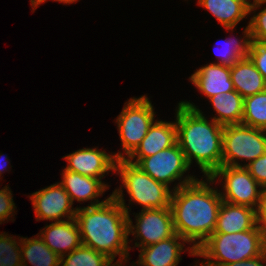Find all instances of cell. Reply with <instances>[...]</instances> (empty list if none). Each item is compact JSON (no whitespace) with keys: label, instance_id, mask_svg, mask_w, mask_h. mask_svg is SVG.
Returning <instances> with one entry per match:
<instances>
[{"label":"cell","instance_id":"6da1fadb","mask_svg":"<svg viewBox=\"0 0 266 266\" xmlns=\"http://www.w3.org/2000/svg\"><path fill=\"white\" fill-rule=\"evenodd\" d=\"M196 179L172 192L170 209L175 232L192 247L189 255L196 256L197 248L215 231L222 203L219 190L210 187L214 182ZM189 248V249H188Z\"/></svg>","mask_w":266,"mask_h":266},{"label":"cell","instance_id":"7a4b0ae2","mask_svg":"<svg viewBox=\"0 0 266 266\" xmlns=\"http://www.w3.org/2000/svg\"><path fill=\"white\" fill-rule=\"evenodd\" d=\"M190 101H180L176 107L177 143L188 165L193 160L210 177L222 166V137L224 126L213 119L208 120L203 112Z\"/></svg>","mask_w":266,"mask_h":266},{"label":"cell","instance_id":"3957f363","mask_svg":"<svg viewBox=\"0 0 266 266\" xmlns=\"http://www.w3.org/2000/svg\"><path fill=\"white\" fill-rule=\"evenodd\" d=\"M75 219L80 229L82 245L105 254L112 261L130 260L128 246V214L111 196L96 206L77 207Z\"/></svg>","mask_w":266,"mask_h":266},{"label":"cell","instance_id":"277c9868","mask_svg":"<svg viewBox=\"0 0 266 266\" xmlns=\"http://www.w3.org/2000/svg\"><path fill=\"white\" fill-rule=\"evenodd\" d=\"M266 251V233L256 225L237 233H213L196 250L205 258L195 266H221L257 257Z\"/></svg>","mask_w":266,"mask_h":266},{"label":"cell","instance_id":"5b68a950","mask_svg":"<svg viewBox=\"0 0 266 266\" xmlns=\"http://www.w3.org/2000/svg\"><path fill=\"white\" fill-rule=\"evenodd\" d=\"M115 173H118L122 183L121 187L115 189L111 195L128 215L131 209L128 208L130 204L127 206L124 200L123 189L125 188L129 194V201L139 204L142 207L141 210L170 206L173 190L166 184L153 179L137 165L130 163L127 159H118L115 164Z\"/></svg>","mask_w":266,"mask_h":266},{"label":"cell","instance_id":"8992f818","mask_svg":"<svg viewBox=\"0 0 266 266\" xmlns=\"http://www.w3.org/2000/svg\"><path fill=\"white\" fill-rule=\"evenodd\" d=\"M265 152L266 130L244 124L224 126L222 166L243 167L239 160L248 161L249 164Z\"/></svg>","mask_w":266,"mask_h":266},{"label":"cell","instance_id":"52a82bcc","mask_svg":"<svg viewBox=\"0 0 266 266\" xmlns=\"http://www.w3.org/2000/svg\"><path fill=\"white\" fill-rule=\"evenodd\" d=\"M153 105L146 95L130 98L116 118L123 159H127L140 145L155 121Z\"/></svg>","mask_w":266,"mask_h":266},{"label":"cell","instance_id":"ba28073f","mask_svg":"<svg viewBox=\"0 0 266 266\" xmlns=\"http://www.w3.org/2000/svg\"><path fill=\"white\" fill-rule=\"evenodd\" d=\"M136 165L153 179L166 184L168 187L172 182L182 180L174 185L173 191L197 179L189 174L183 177L190 166L178 143L152 156L142 158Z\"/></svg>","mask_w":266,"mask_h":266},{"label":"cell","instance_id":"9c48e42d","mask_svg":"<svg viewBox=\"0 0 266 266\" xmlns=\"http://www.w3.org/2000/svg\"><path fill=\"white\" fill-rule=\"evenodd\" d=\"M209 178L214 183L217 178L223 182L224 192L219 191L223 201L257 208L262 187L245 167L221 166Z\"/></svg>","mask_w":266,"mask_h":266},{"label":"cell","instance_id":"30bf717a","mask_svg":"<svg viewBox=\"0 0 266 266\" xmlns=\"http://www.w3.org/2000/svg\"><path fill=\"white\" fill-rule=\"evenodd\" d=\"M136 224L128 215L129 235L134 236V247H146L166 240L176 234L170 207L141 210L135 215ZM138 240H140L138 242Z\"/></svg>","mask_w":266,"mask_h":266},{"label":"cell","instance_id":"8fae6325","mask_svg":"<svg viewBox=\"0 0 266 266\" xmlns=\"http://www.w3.org/2000/svg\"><path fill=\"white\" fill-rule=\"evenodd\" d=\"M34 208L36 221L54 222L75 218L77 209L72 207L68 193L60 183L36 191L29 195ZM67 218V219H66Z\"/></svg>","mask_w":266,"mask_h":266},{"label":"cell","instance_id":"7c38bea8","mask_svg":"<svg viewBox=\"0 0 266 266\" xmlns=\"http://www.w3.org/2000/svg\"><path fill=\"white\" fill-rule=\"evenodd\" d=\"M106 153L98 148H82L71 154L63 156L68 162L66 170L79 173L84 176L103 179L110 172H115V164L118 159H123V153ZM108 172V173H107ZM106 173V174H105Z\"/></svg>","mask_w":266,"mask_h":266},{"label":"cell","instance_id":"4fadbf2b","mask_svg":"<svg viewBox=\"0 0 266 266\" xmlns=\"http://www.w3.org/2000/svg\"><path fill=\"white\" fill-rule=\"evenodd\" d=\"M65 191L68 193L72 204L76 200L78 202H87L88 206H96L106 202L112 195L101 202L96 199L102 196L109 189V185L105 184L102 179L84 176L69 170L62 171V181L59 182Z\"/></svg>","mask_w":266,"mask_h":266},{"label":"cell","instance_id":"5bb4252c","mask_svg":"<svg viewBox=\"0 0 266 266\" xmlns=\"http://www.w3.org/2000/svg\"><path fill=\"white\" fill-rule=\"evenodd\" d=\"M38 235L59 257L82 245L80 229L75 218L52 222L42 228Z\"/></svg>","mask_w":266,"mask_h":266},{"label":"cell","instance_id":"9a60e30c","mask_svg":"<svg viewBox=\"0 0 266 266\" xmlns=\"http://www.w3.org/2000/svg\"><path fill=\"white\" fill-rule=\"evenodd\" d=\"M176 143V122L155 120L140 145L127 160L136 165L142 158L152 156L161 150L170 148Z\"/></svg>","mask_w":266,"mask_h":266},{"label":"cell","instance_id":"2e32d148","mask_svg":"<svg viewBox=\"0 0 266 266\" xmlns=\"http://www.w3.org/2000/svg\"><path fill=\"white\" fill-rule=\"evenodd\" d=\"M189 80L207 99L219 93L235 90L231 80L230 66L216 62L196 69Z\"/></svg>","mask_w":266,"mask_h":266},{"label":"cell","instance_id":"e0dca14e","mask_svg":"<svg viewBox=\"0 0 266 266\" xmlns=\"http://www.w3.org/2000/svg\"><path fill=\"white\" fill-rule=\"evenodd\" d=\"M186 243L188 242L176 233L166 240L141 247L136 263L140 266H178Z\"/></svg>","mask_w":266,"mask_h":266},{"label":"cell","instance_id":"ac0fdd59","mask_svg":"<svg viewBox=\"0 0 266 266\" xmlns=\"http://www.w3.org/2000/svg\"><path fill=\"white\" fill-rule=\"evenodd\" d=\"M256 225V209L222 201L213 233H237L253 229Z\"/></svg>","mask_w":266,"mask_h":266},{"label":"cell","instance_id":"d6986e66","mask_svg":"<svg viewBox=\"0 0 266 266\" xmlns=\"http://www.w3.org/2000/svg\"><path fill=\"white\" fill-rule=\"evenodd\" d=\"M230 73L234 89L243 98L266 90V81L249 56L230 66Z\"/></svg>","mask_w":266,"mask_h":266},{"label":"cell","instance_id":"ffe728a7","mask_svg":"<svg viewBox=\"0 0 266 266\" xmlns=\"http://www.w3.org/2000/svg\"><path fill=\"white\" fill-rule=\"evenodd\" d=\"M198 5L209 11L227 32H233L248 17L250 0H198Z\"/></svg>","mask_w":266,"mask_h":266},{"label":"cell","instance_id":"44dd1931","mask_svg":"<svg viewBox=\"0 0 266 266\" xmlns=\"http://www.w3.org/2000/svg\"><path fill=\"white\" fill-rule=\"evenodd\" d=\"M216 116L212 119L222 126L241 124L244 98L236 91L219 93L209 98Z\"/></svg>","mask_w":266,"mask_h":266},{"label":"cell","instance_id":"7402d4cb","mask_svg":"<svg viewBox=\"0 0 266 266\" xmlns=\"http://www.w3.org/2000/svg\"><path fill=\"white\" fill-rule=\"evenodd\" d=\"M22 266H60V257L37 234L34 238H21Z\"/></svg>","mask_w":266,"mask_h":266},{"label":"cell","instance_id":"603a6c76","mask_svg":"<svg viewBox=\"0 0 266 266\" xmlns=\"http://www.w3.org/2000/svg\"><path fill=\"white\" fill-rule=\"evenodd\" d=\"M243 38H228L225 39L224 48L218 49L217 57L218 64L232 66L239 59L249 55V48L251 44L250 28L247 25L243 31ZM224 49V50H223ZM217 52V51H215Z\"/></svg>","mask_w":266,"mask_h":266},{"label":"cell","instance_id":"cb8c5ba5","mask_svg":"<svg viewBox=\"0 0 266 266\" xmlns=\"http://www.w3.org/2000/svg\"><path fill=\"white\" fill-rule=\"evenodd\" d=\"M114 264L115 262L113 263L105 254L85 245L60 257V266H113Z\"/></svg>","mask_w":266,"mask_h":266},{"label":"cell","instance_id":"d4e9b609","mask_svg":"<svg viewBox=\"0 0 266 266\" xmlns=\"http://www.w3.org/2000/svg\"><path fill=\"white\" fill-rule=\"evenodd\" d=\"M241 124L266 130V90L244 98Z\"/></svg>","mask_w":266,"mask_h":266},{"label":"cell","instance_id":"484cf974","mask_svg":"<svg viewBox=\"0 0 266 266\" xmlns=\"http://www.w3.org/2000/svg\"><path fill=\"white\" fill-rule=\"evenodd\" d=\"M0 234V266H22L21 238Z\"/></svg>","mask_w":266,"mask_h":266},{"label":"cell","instance_id":"4316f807","mask_svg":"<svg viewBox=\"0 0 266 266\" xmlns=\"http://www.w3.org/2000/svg\"><path fill=\"white\" fill-rule=\"evenodd\" d=\"M262 5H266V1L253 0L249 5V15H254L250 18L248 26L250 28L251 41L266 43V7L256 13ZM256 13V14H255Z\"/></svg>","mask_w":266,"mask_h":266},{"label":"cell","instance_id":"83f0119b","mask_svg":"<svg viewBox=\"0 0 266 266\" xmlns=\"http://www.w3.org/2000/svg\"><path fill=\"white\" fill-rule=\"evenodd\" d=\"M248 56L266 81V43L251 41Z\"/></svg>","mask_w":266,"mask_h":266},{"label":"cell","instance_id":"f1b7e54d","mask_svg":"<svg viewBox=\"0 0 266 266\" xmlns=\"http://www.w3.org/2000/svg\"><path fill=\"white\" fill-rule=\"evenodd\" d=\"M12 191L10 187L4 186L3 189L0 190V224L9 218L15 216V203L13 201ZM12 216V217H11Z\"/></svg>","mask_w":266,"mask_h":266},{"label":"cell","instance_id":"f546056e","mask_svg":"<svg viewBox=\"0 0 266 266\" xmlns=\"http://www.w3.org/2000/svg\"><path fill=\"white\" fill-rule=\"evenodd\" d=\"M250 175L262 188L266 187V152L249 164H244Z\"/></svg>","mask_w":266,"mask_h":266},{"label":"cell","instance_id":"4dcf8cb0","mask_svg":"<svg viewBox=\"0 0 266 266\" xmlns=\"http://www.w3.org/2000/svg\"><path fill=\"white\" fill-rule=\"evenodd\" d=\"M256 223L266 233V187L262 188L256 208Z\"/></svg>","mask_w":266,"mask_h":266},{"label":"cell","instance_id":"1f68e13d","mask_svg":"<svg viewBox=\"0 0 266 266\" xmlns=\"http://www.w3.org/2000/svg\"><path fill=\"white\" fill-rule=\"evenodd\" d=\"M266 251L254 258L242 260L240 262H234V263H229V264H224L221 266H266Z\"/></svg>","mask_w":266,"mask_h":266},{"label":"cell","instance_id":"d6a6232c","mask_svg":"<svg viewBox=\"0 0 266 266\" xmlns=\"http://www.w3.org/2000/svg\"><path fill=\"white\" fill-rule=\"evenodd\" d=\"M47 0H34L32 3H31V6H32V11L36 10V8L46 2ZM52 1H58L60 3H63V4H71V3H75L77 2L78 0H52Z\"/></svg>","mask_w":266,"mask_h":266},{"label":"cell","instance_id":"836d02e7","mask_svg":"<svg viewBox=\"0 0 266 266\" xmlns=\"http://www.w3.org/2000/svg\"><path fill=\"white\" fill-rule=\"evenodd\" d=\"M4 158H5V160H4ZM8 160L9 159L7 158V156L0 155V179H1L2 174L4 173V170L8 171L7 168L10 169V167H6V163H8Z\"/></svg>","mask_w":266,"mask_h":266},{"label":"cell","instance_id":"e575fe53","mask_svg":"<svg viewBox=\"0 0 266 266\" xmlns=\"http://www.w3.org/2000/svg\"><path fill=\"white\" fill-rule=\"evenodd\" d=\"M127 259H125V260H123V261H121V262H118V263H115L117 266H122V264L125 262V264L127 263ZM130 265H132V266H140L139 264H137L136 262H134L133 261V263L132 264H130ZM124 266V265H123ZM126 266V265H125Z\"/></svg>","mask_w":266,"mask_h":266}]
</instances>
